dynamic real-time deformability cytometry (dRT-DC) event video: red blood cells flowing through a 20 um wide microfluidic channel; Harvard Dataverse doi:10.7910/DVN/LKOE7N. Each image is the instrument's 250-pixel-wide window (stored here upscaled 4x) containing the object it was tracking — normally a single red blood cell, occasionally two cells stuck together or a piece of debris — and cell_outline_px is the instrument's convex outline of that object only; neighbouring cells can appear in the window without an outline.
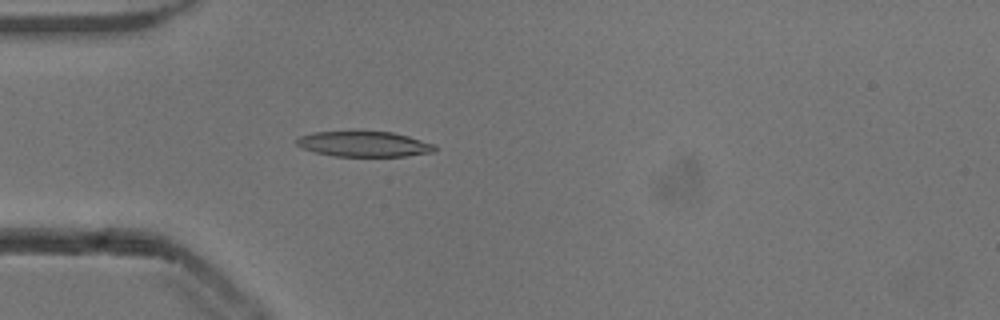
{"species": "common noctule bat (a hibernating species)", "species_latin": "Nyctalus noctula", "temperature_condition": "cold", "stored_images_in_passage": 39, "camera_frame_rate_fps": 3000, "um_per_image_px": 0.085, "animal": {"sex": "male", "body_mass_g": 13.3}, "frame": {"image": 1, "passage_image": 5, "time_ms": 1.333, "image_size_px": [1000, 320], "cell_outline_px": [[436, 148], [432, 152], [404, 156], [336, 156], [316, 152], [304, 148], [296, 144], [296, 140], [300, 136], [312, 132], [392, 132], [408, 136], [436, 144]], "centroid_in_image_um": [30.96, 12.24], "position_along_channel_um": 54.0, "area_um2": 20.11}}
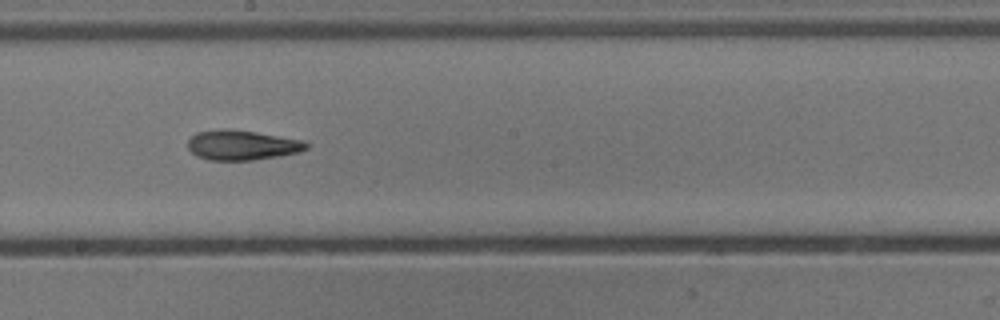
{"frame": {"image": 2, "passage_image": 19, "time_ms": 6.0, "image_size_px": [1000, 320], "cell_outline_px": [[308, 148], [296, 152], [276, 156], [252, 160], [208, 160], [196, 156], [188, 148], [188, 140], [196, 132], [220, 128], [224, 128], [256, 132], [304, 140], [308, 144]], "centroid_in_image_um": [20.53, 12.32], "position_along_channel_um": 227.7, "area_um2": 20.58}}
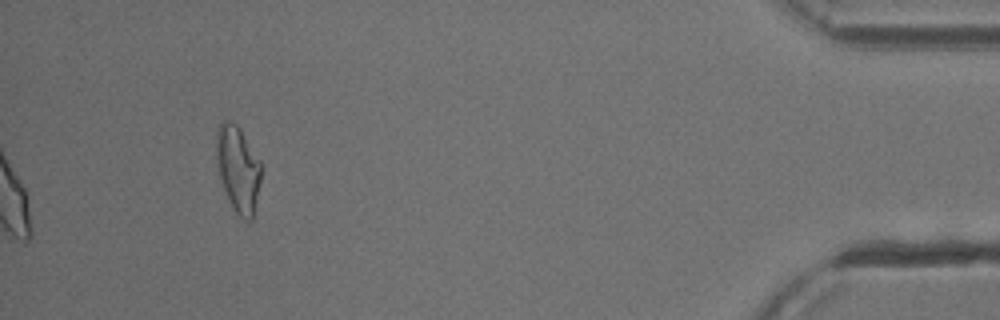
{"frame": {"image": 3, "passage_image": 39, "time_ms": 12.667, "image_size_px": [1000, 320], "cell_outline_px": [[264, 168], [252, 220], [244, 220], [232, 208], [220, 180], [216, 164], [216, 132], [220, 120], [232, 120], [240, 128], [260, 160]], "centroid_in_image_um": [20.24, 14.33], "position_along_channel_um": 415.0, "area_um2": 23.12}, "authors_computed_cell_mechanics": {"area_um2": 20.6346, "velocity_mm_per_s": 3.8613, "shape_relaxation_time_tau1_ms": 4.5848, "shape_relaxation_time_tau2_ms": 3.6836, "deformation_change_tau1": 0.1597, "deformation_change_tau2": 0.1349}}